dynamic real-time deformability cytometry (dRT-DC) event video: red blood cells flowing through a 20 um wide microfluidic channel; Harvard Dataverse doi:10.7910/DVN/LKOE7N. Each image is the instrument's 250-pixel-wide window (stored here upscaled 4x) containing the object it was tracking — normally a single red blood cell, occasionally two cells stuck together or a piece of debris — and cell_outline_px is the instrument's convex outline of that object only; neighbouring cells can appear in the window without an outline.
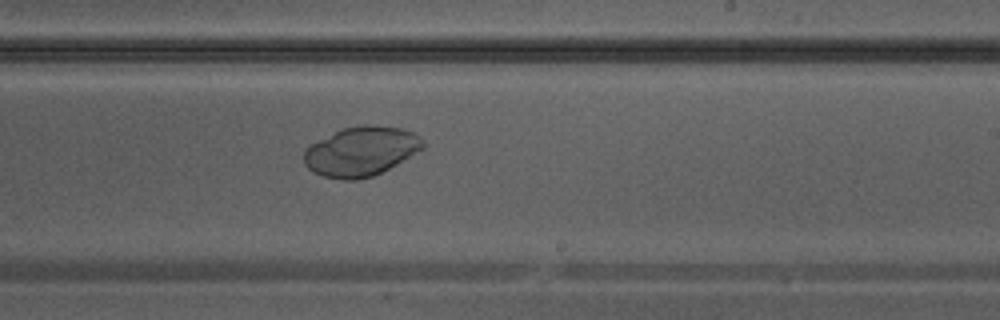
{"species": "Egyptian fruit bat (a non-hibernating species)", "species_latin": "Rousettus aegyptiacus", "temperature_condition": "warm", "stored_images_in_passage": 35, "camera_frame_rate_fps": 3000, "um_per_image_px": 0.085, "animal": {"sex": "male"}, "frame": {"image": 1, "passage_image": 20, "time_ms": 6.333, "image_size_px": [1000, 320], "cell_outline_px": [[424, 148], [396, 164], [372, 176], [356, 180], [344, 180], [324, 176], [312, 172], [304, 164], [304, 152], [312, 144], [344, 128], [364, 124], [372, 124], [404, 128], [420, 136], [424, 140]], "centroid_in_image_um": [30.72, 12.86], "position_along_channel_um": 258.3, "area_um2": 33.99}}